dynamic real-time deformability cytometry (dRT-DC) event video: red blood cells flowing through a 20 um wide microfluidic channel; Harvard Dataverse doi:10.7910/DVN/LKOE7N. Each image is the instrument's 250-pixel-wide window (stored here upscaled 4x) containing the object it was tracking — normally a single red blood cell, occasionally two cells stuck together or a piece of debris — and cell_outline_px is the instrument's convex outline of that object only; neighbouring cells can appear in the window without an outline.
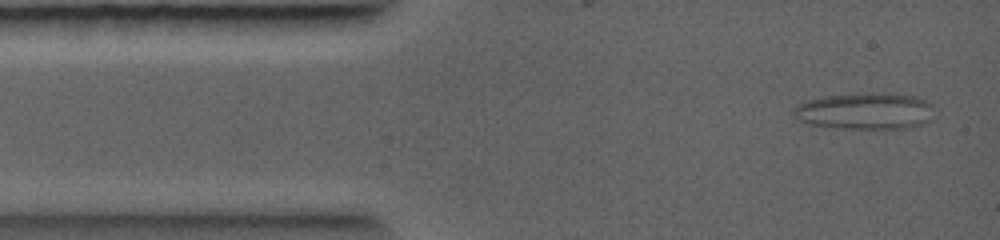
{"species": "common noctule bat (a hibernating species)", "species_latin": "Nyctalus noctula", "temperature_condition": "warm", "stored_images_in_passage": 24, "camera_frame_rate_fps": 5000, "um_per_image_px": 0.085, "animal": {"sex": "female", "body_mass_g": 19.0, "forearm_length_mm": 56.7}, "frame": {"image": 1, "passage_image": 1, "time_ms": 0.0, "image_size_px": [1000, 240], "cell_outline_px": [[932, 120], [924, 124], [912, 128], [832, 128], [808, 124], [796, 120], [792, 116], [792, 108], [796, 104], [808, 100], [824, 96], [912, 96], [924, 100], [932, 104]], "centroid_in_image_um": [73.46, 9.52], "position_along_channel_um": 11.5, "area_um2": 29.13}}
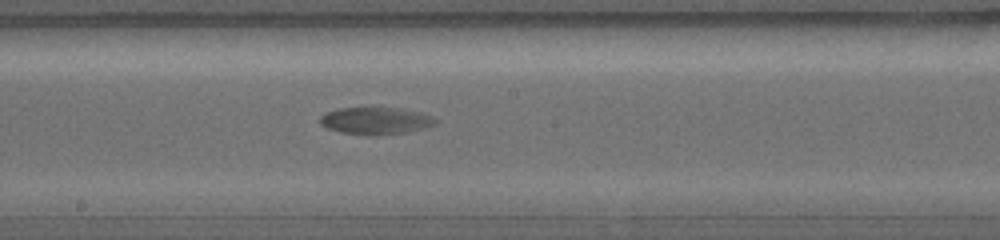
{"frame": {"image": 2, "passage_image": 13, "time_ms": 4.6, "image_size_px": [1000, 240], "cell_outline_px": [[436, 120], [432, 124], [392, 132], [348, 132], [332, 128], [324, 124], [320, 120], [320, 116], [328, 112], [340, 108], [364, 104], [376, 104], [404, 108], [428, 116]], "centroid_in_image_um": [31.83, 10.1], "position_along_channel_um": 216.4, "area_um2": 17.11}}
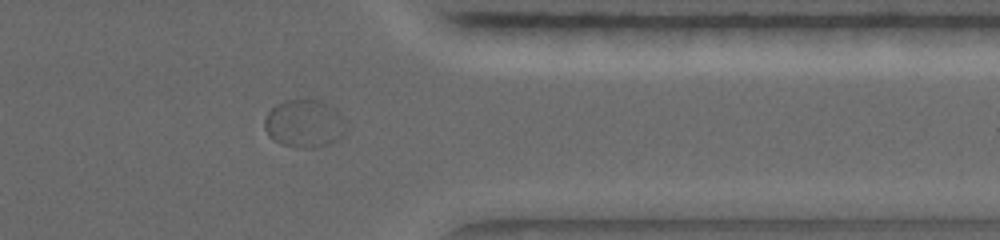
{"frame": {"image": 3, "passage_image": 21, "time_ms": 7.6, "image_size_px": [1000, 240], "cell_outline_px": [[328, 108], [280, 140], [276, 140], [268, 132], [264, 124], [264, 120], [268, 112], [276, 104], [284, 100], [308, 96], [320, 100], [328, 104]], "centroid_in_image_um": [24.84, 9.8], "position_along_channel_um": 386.6, "area_um2": 11.73}}